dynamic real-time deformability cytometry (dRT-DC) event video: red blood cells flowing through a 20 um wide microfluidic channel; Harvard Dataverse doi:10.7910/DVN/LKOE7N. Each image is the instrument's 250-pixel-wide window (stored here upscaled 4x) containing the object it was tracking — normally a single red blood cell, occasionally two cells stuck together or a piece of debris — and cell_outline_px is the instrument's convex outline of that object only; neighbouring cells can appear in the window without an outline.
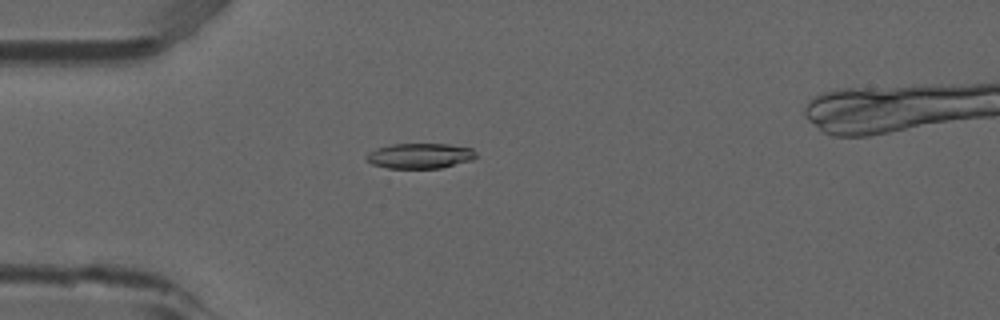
{"species": "common noctule bat (a hibernating species)", "species_latin": "Nyctalus noctula", "temperature_condition": "room temperature", "stored_images_in_passage": 3, "camera_frame_rate_fps": 3000, "um_per_image_px": 0.085, "animal": {"sex": "male", "forearm_length_mm": 52.5}, "frame": {"image": 1, "passage_image": 2, "time_ms": 0.333, "image_size_px": [1000, 320], "cell_outline_px": [[476, 156], [472, 160], [440, 168], [388, 168], [372, 164], [364, 156], [368, 152], [376, 148], [392, 144], [448, 144], [472, 148], [476, 152]], "centroid_in_image_um": [35.68, 13.24], "position_along_channel_um": 49.3, "area_um2": 16.13}}